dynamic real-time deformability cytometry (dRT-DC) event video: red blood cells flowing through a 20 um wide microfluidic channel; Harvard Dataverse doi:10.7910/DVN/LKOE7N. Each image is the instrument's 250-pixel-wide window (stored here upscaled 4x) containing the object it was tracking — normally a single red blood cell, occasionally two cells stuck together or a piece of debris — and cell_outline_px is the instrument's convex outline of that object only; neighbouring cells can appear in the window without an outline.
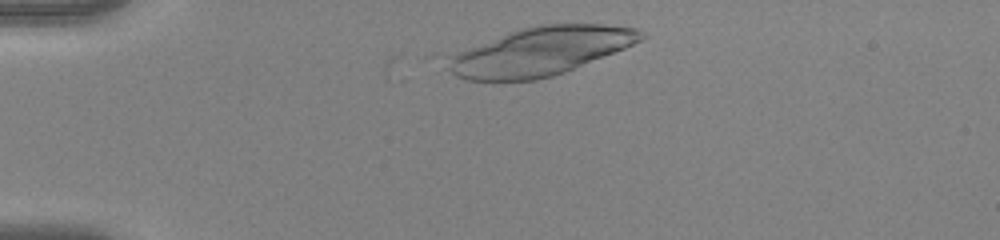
{"species": "human", "species_latin": "Homo sapiens", "temperature_condition": "warm", "stored_images_in_passage": 12, "camera_frame_rate_fps": 3000, "um_per_image_px": 0.085, "donor": {"sex": "female"}, "frame": {"image": 1, "passage_image": 3, "time_ms": 0.667, "image_size_px": [1000, 240], "cell_outline_px": [[648, 32], [640, 40], [624, 48], [564, 72], [552, 76], [536, 80], [468, 80], [456, 76], [424, 56], [432, 52], [520, 28], [536, 24], [604, 24], [636, 28]], "centroid_in_image_um": [45.42, 4.35], "position_along_channel_um": 39.6, "area_um2": 57.97}}